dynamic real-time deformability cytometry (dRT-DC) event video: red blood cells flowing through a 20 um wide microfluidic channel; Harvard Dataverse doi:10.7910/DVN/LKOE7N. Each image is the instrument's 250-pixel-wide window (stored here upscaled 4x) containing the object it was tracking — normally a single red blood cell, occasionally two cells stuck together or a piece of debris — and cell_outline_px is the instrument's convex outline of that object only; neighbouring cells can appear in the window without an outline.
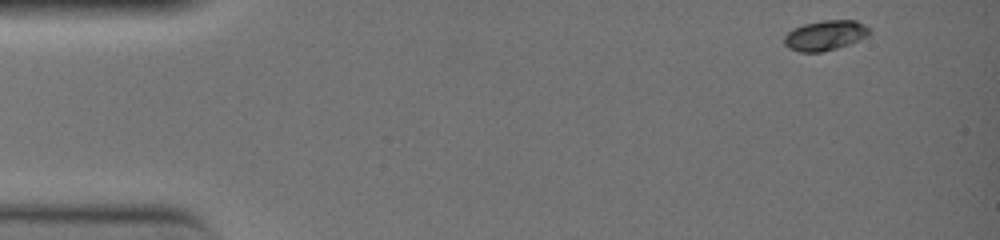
{"species": "common noctule bat (a hibernating species)", "species_latin": "Nyctalus noctula", "temperature_condition": "warm", "stored_images_in_passage": 44, "camera_frame_rate_fps": 3000, "um_per_image_px": 0.085, "animal": {"sex": "female", "body_mass_g": 19.0, "forearm_length_mm": 51.5}, "frame": {"image": 1, "passage_image": 1, "time_ms": 0.0, "image_size_px": [1000, 240], "cell_outline_px": [[872, 32], [868, 36], [852, 44], [820, 52], [800, 52], [788, 48], [784, 44], [784, 36], [792, 28], [804, 24], [824, 20], [856, 20], [864, 24]], "centroid_in_image_um": [70.16, 3.01], "position_along_channel_um": 14.8, "area_um2": 15.09}}
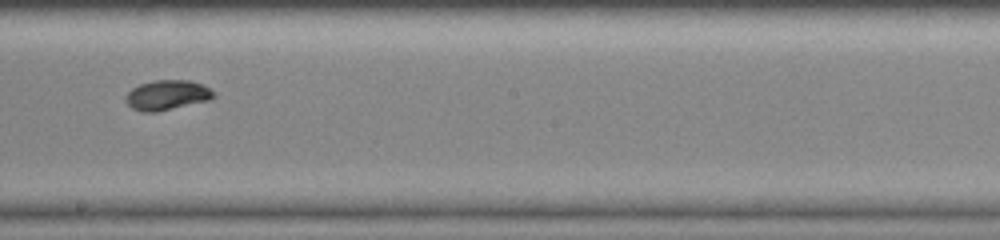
{"frame": {"image": 2, "passage_image": 26, "time_ms": 8.333, "image_size_px": [1000, 240], "cell_outline_px": [[216, 96], [208, 100], [156, 112], [144, 112], [132, 108], [124, 100], [124, 96], [132, 88], [140, 84], [152, 80], [192, 80], [204, 84], [216, 92]], "centroid_in_image_um": [14.21, 8.06], "position_along_channel_um": 234.0, "area_um2": 15.49}}
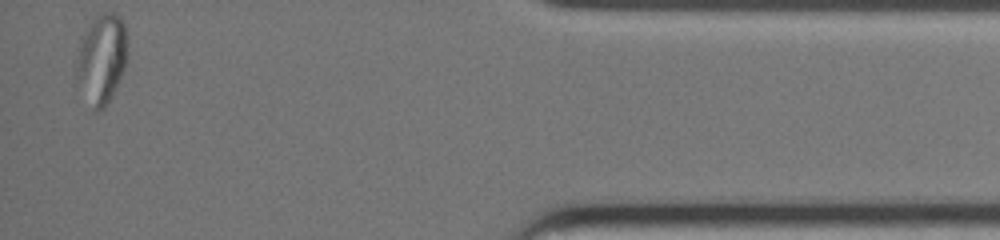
{"frame": {"image": 3, "passage_image": 44, "time_ms": 14.333, "image_size_px": [1000, 240], "cell_outline_px": [[128, 60], [120, 80], [112, 96], [104, 108], [96, 112], [76, 80], [76, 68], [80, 44], [84, 32], [88, 24], [100, 12], [112, 12], [120, 16], [124, 24], [128, 36]], "centroid_in_image_um": [8.69, 4.95], "position_along_channel_um": 426.5, "area_um2": 26.88}, "authors_computed_cell_mechanics": {"area_um2": 15.1725, "velocity_mm_per_s": 4.0061, "shape_relaxation_time_tau1_ms": 5.9203, "shape_relaxation_time_tau2_ms": null, "deformation_change_tau1": 0.2076, "deformation_change_tau2": null}}